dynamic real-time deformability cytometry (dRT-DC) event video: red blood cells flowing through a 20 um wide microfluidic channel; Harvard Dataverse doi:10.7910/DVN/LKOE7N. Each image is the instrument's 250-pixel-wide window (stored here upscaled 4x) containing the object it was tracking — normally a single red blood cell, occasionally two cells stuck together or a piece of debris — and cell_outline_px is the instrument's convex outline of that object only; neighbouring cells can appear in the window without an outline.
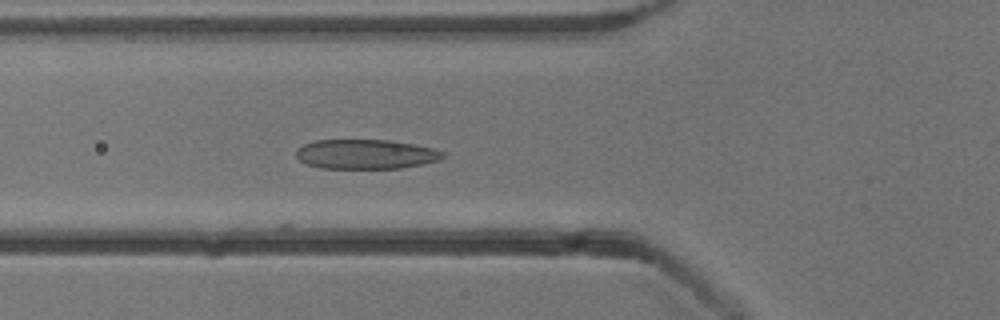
{"species": "common noctule bat (a hibernating species)", "species_latin": "Nyctalus noctula", "temperature_condition": "cold", "stored_images_in_passage": 4, "camera_frame_rate_fps": 3000, "um_per_image_px": 0.085, "animal": {"sex": "male", "body_mass_g": 13.3}, "frame": {"image": 1, "passage_image": 4, "time_ms": 4.667, "image_size_px": [1000, 320], "cell_outline_px": [[444, 156], [440, 160], [400, 168], [320, 168], [308, 164], [300, 160], [296, 156], [296, 148], [304, 144], [316, 140], [392, 140], [432, 148], [444, 152]], "centroid_in_image_um": [31.07, 13.1], "position_along_channel_um": 94.7, "area_um2": 25.14}}